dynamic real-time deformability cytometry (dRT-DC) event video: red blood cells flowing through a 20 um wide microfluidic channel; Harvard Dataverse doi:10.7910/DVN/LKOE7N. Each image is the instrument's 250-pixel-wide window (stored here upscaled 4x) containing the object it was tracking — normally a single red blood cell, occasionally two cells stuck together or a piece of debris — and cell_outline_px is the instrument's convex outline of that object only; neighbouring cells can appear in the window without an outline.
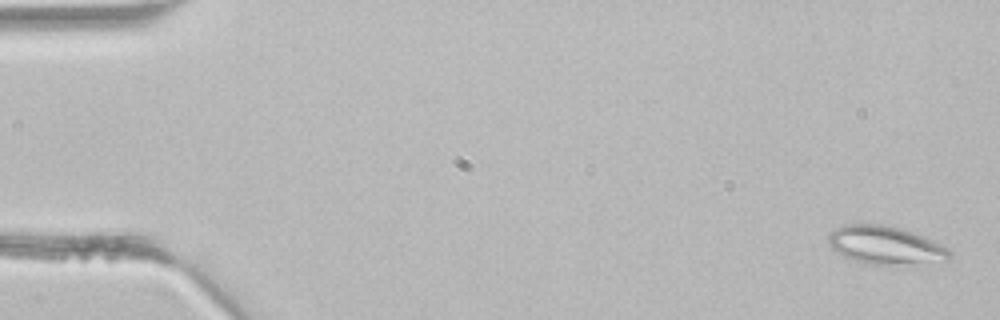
{"species": "common noctule bat (a hibernating species)", "species_latin": "Nyctalus noctula", "temperature_condition": "room temperature", "stored_images_in_passage": 45, "camera_frame_rate_fps": 3000, "um_per_image_px": 0.085, "animal": {"sex": "male", "body_mass_g": 21.5, "forearm_length_mm": 52.0}, "frame": {"image": 1, "passage_image": 2, "time_ms": 0.333, "image_size_px": [1000, 320], "cell_outline_px": [[952, 256], [948, 260], [892, 264], [872, 264], [856, 260], [844, 256], [836, 252], [828, 244], [828, 232], [840, 224], [892, 224], [924, 236], [948, 248], [952, 252]], "centroid_in_image_um": [75.22, 20.79], "position_along_channel_um": 9.8, "area_um2": 26.99}}
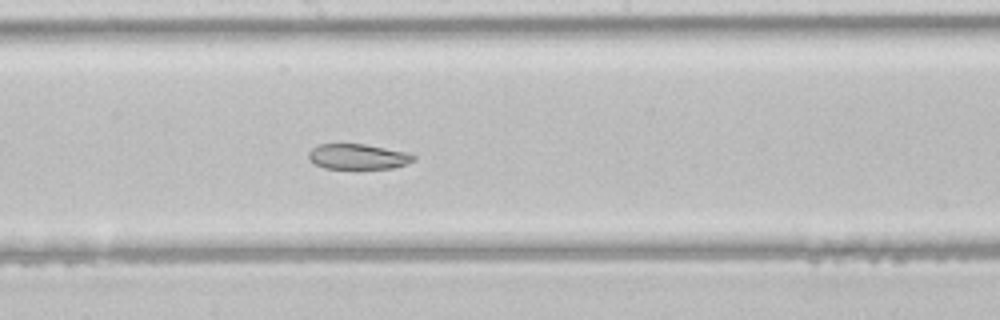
{"frame": {"image": 2, "passage_image": 24, "time_ms": 7.667, "image_size_px": [1000, 320], "cell_outline_px": [[416, 160], [408, 164], [392, 168], [324, 168], [316, 164], [308, 156], [308, 152], [316, 144], [364, 144], [408, 152], [416, 156]], "centroid_in_image_um": [30.47, 13.3], "position_along_channel_um": 217.7, "area_um2": 15.49}}
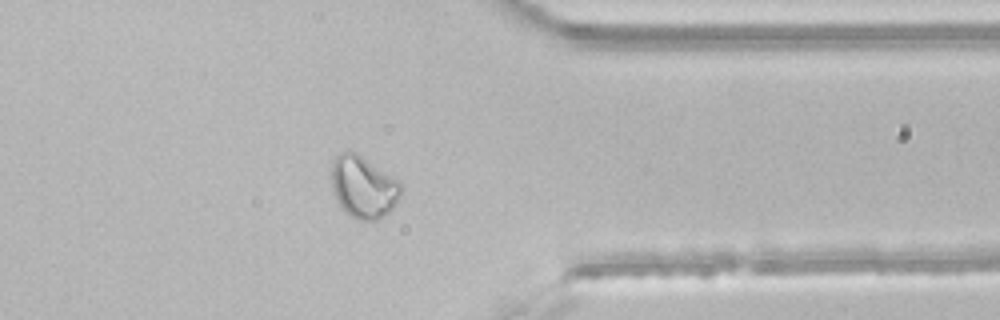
{"frame": {"image": 3, "passage_image": 35, "time_ms": 11.333, "image_size_px": [1000, 320], "cell_outline_px": [[400, 196], [392, 208], [384, 216], [376, 220], [360, 220], [344, 212], [336, 200], [332, 188], [332, 160], [340, 152], [356, 152], [396, 180], [400, 184]], "centroid_in_image_um": [30.84, 15.91], "position_along_channel_um": 380.6, "area_um2": 24.62}}